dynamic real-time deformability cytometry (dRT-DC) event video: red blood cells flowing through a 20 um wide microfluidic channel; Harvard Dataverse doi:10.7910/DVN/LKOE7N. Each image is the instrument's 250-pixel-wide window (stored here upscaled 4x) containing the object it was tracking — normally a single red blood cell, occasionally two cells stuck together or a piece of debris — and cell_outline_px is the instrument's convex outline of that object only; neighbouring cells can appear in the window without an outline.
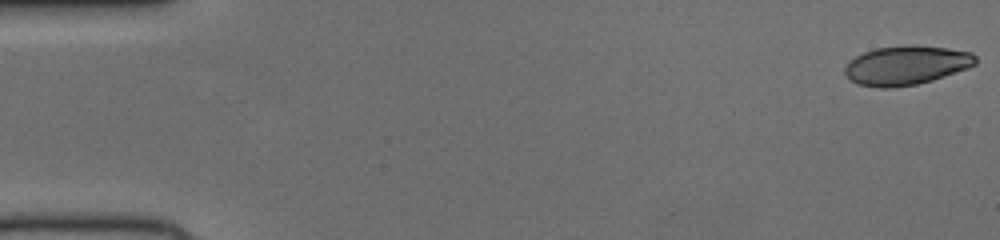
{"species": "human", "species_latin": "Homo sapiens", "temperature_condition": "cold", "stored_images_in_passage": 52, "camera_frame_rate_fps": 3000, "um_per_image_px": 0.085, "donor": {"sex": "female"}, "frame": {"image": 1, "passage_image": 1, "time_ms": 0.0, "image_size_px": [1000, 240], "cell_outline_px": [[976, 64], [968, 68], [932, 80], [916, 84], [892, 88], [880, 88], [856, 84], [844, 72], [844, 68], [856, 56], [864, 52], [876, 48], [904, 44], [916, 44], [948, 48], [972, 52], [976, 56]], "centroid_in_image_um": [77.05, 5.53], "position_along_channel_um": 7.9, "area_um2": 29.94}}
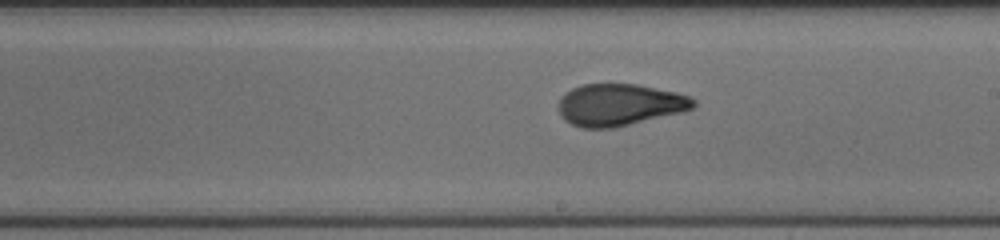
{"frame": {"image": 2, "passage_image": 30, "time_ms": 9.667, "image_size_px": [1000, 240], "cell_outline_px": [[696, 104], [692, 108], [684, 112], [616, 128], [580, 128], [564, 120], [560, 116], [560, 96], [564, 92], [580, 84], [636, 84], [676, 92], [688, 96], [696, 100]], "centroid_in_image_um": [52.66, 8.92], "position_along_channel_um": 236.3, "area_um2": 33.29}}
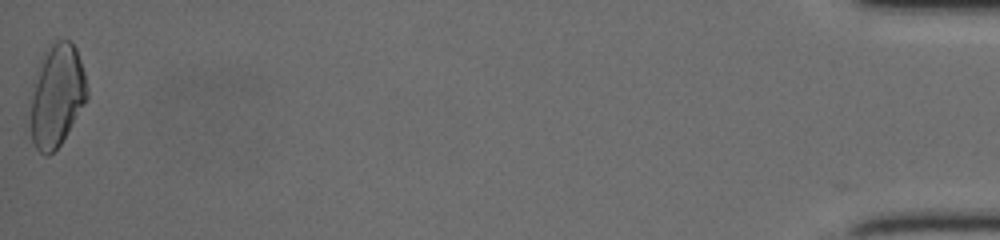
{"frame": {"image": 3, "passage_image": 52, "time_ms": 17.0, "image_size_px": [1000, 240], "cell_outline_px": [[88, 96], [84, 104], [60, 144], [48, 156], [44, 156], [36, 148], [24, 128], [32, 84], [40, 60], [48, 44], [56, 40], [72, 40], [76, 48], [84, 72], [88, 88]], "centroid_in_image_um": [4.72, 8.15], "position_along_channel_um": 430.5, "area_um2": 35.26}}